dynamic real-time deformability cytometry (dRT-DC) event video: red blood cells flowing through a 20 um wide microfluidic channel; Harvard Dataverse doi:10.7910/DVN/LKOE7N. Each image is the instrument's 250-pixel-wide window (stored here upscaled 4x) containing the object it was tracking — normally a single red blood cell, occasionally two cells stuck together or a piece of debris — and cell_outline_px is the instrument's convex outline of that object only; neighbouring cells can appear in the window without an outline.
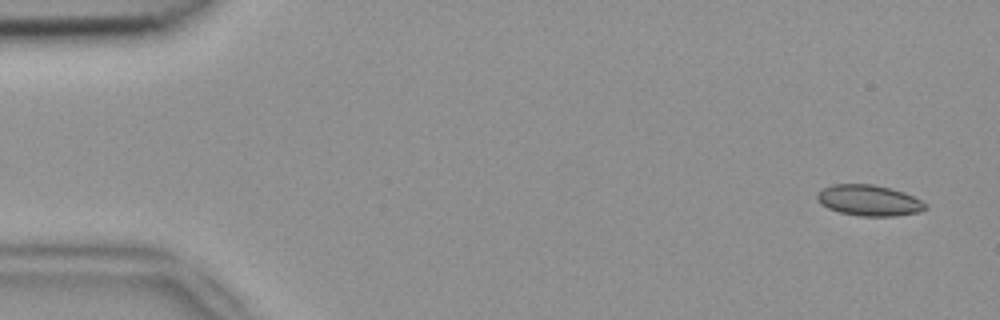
{"species": "common noctule bat (a hibernating species)", "species_latin": "Nyctalus noctula", "temperature_condition": "room temperature", "stored_images_in_passage": 4, "camera_frame_rate_fps": 3000, "um_per_image_px": 0.085, "animal": {"sex": "female", "body_mass_g": 18.4}, "frame": {"image": 1, "passage_image": 1, "time_ms": 0.0, "image_size_px": [1000, 320], "cell_outline_px": [[928, 208], [920, 212], [896, 216], [860, 216], [840, 212], [828, 208], [820, 204], [816, 200], [816, 196], [824, 188], [832, 184], [872, 184], [892, 188], [904, 192], [928, 204]], "centroid_in_image_um": [73.89, 17.04], "position_along_channel_um": 11.1, "area_um2": 19.59}}
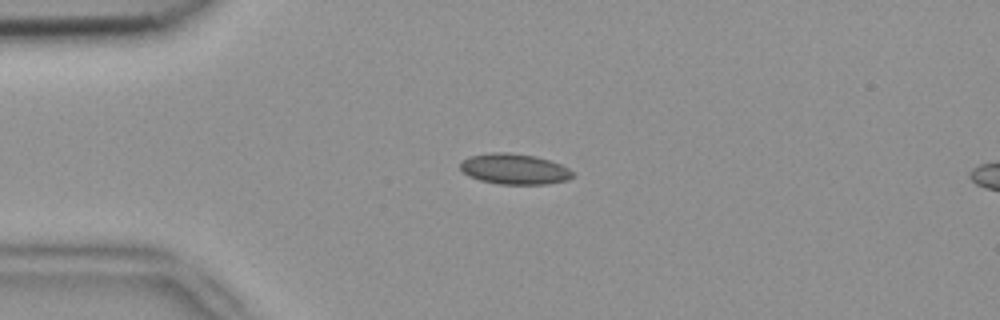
{"frame": {"image": 2, "passage_image": 4, "time_ms": 1.0, "image_size_px": [1000, 320], "cell_outline_px": [[576, 176], [568, 180], [548, 184], [500, 184], [480, 180], [468, 176], [460, 168], [460, 164], [464, 160], [472, 156], [492, 152], [508, 152], [536, 156], [560, 164], [576, 172]], "centroid_in_image_um": [43.79, 14.37], "position_along_channel_um": 41.2, "area_um2": 20.11}}